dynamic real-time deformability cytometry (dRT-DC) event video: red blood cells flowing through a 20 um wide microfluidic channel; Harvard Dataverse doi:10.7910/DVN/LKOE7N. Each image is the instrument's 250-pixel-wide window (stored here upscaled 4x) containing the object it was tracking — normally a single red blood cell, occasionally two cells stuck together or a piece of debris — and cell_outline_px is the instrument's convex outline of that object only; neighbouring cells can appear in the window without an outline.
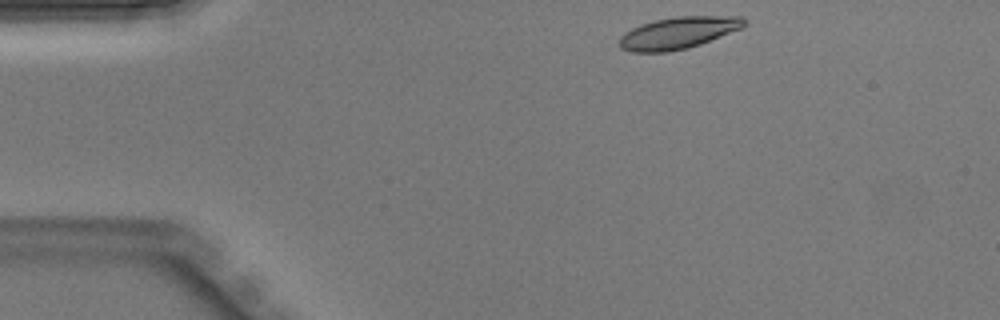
{"species": "Egyptian fruit bat (a non-hibernating species)", "species_latin": "Rousettus aegyptiacus", "temperature_condition": "warm", "stored_images_in_passage": 38, "camera_frame_rate_fps": 3000, "um_per_image_px": 0.085, "animal": {"sex": "male"}, "frame": {"image": 1, "passage_image": 1, "time_ms": 0.0, "image_size_px": [1000, 320], "cell_outline_px": [[748, 24], [740, 28], [700, 44], [688, 48], [668, 52], [632, 52], [620, 48], [620, 36], [624, 32], [632, 28], [656, 20], [676, 16], [744, 16], [748, 20]], "centroid_in_image_um": [57.67, 2.79], "position_along_channel_um": 27.3, "area_um2": 23.12}}
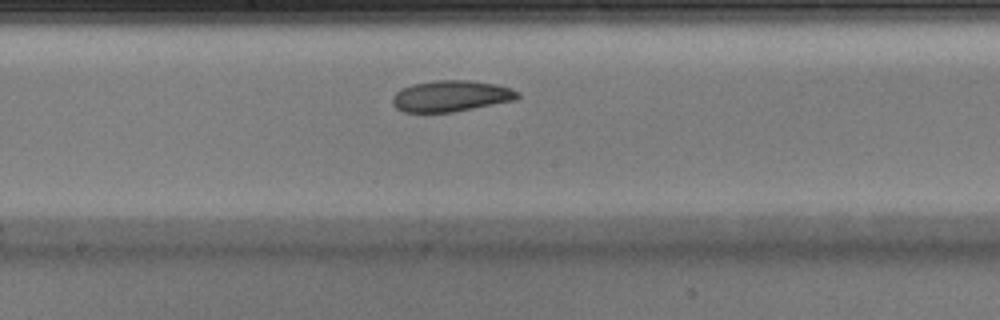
{"frame": {"image": 2, "passage_image": 17, "time_ms": 5.333, "image_size_px": [1000, 320], "cell_outline_px": [[520, 96], [516, 100], [452, 112], [404, 112], [396, 108], [392, 104], [392, 96], [400, 88], [412, 84], [436, 80], [468, 80], [496, 84], [520, 92]], "centroid_in_image_um": [38.31, 8.16], "position_along_channel_um": 209.9, "area_um2": 22.77}}
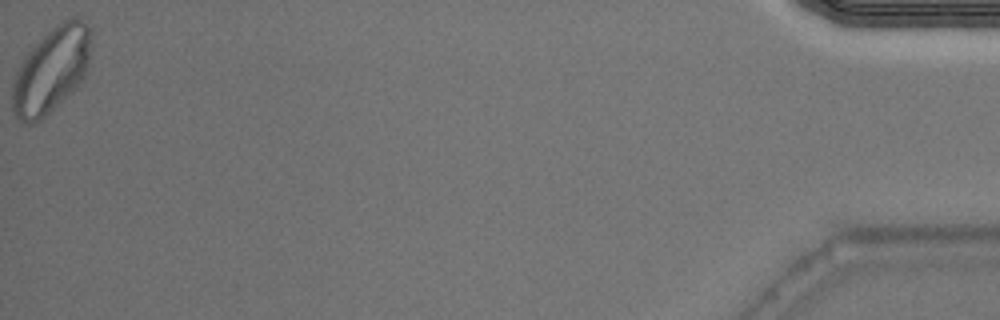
{"frame": {"image": 3, "passage_image": 38, "time_ms": 12.333, "image_size_px": [1000, 320], "cell_outline_px": [[88, 68], [84, 76], [40, 120], [32, 124], [28, 124], [16, 120], [12, 112], [12, 80], [24, 56], [56, 24], [64, 20], [84, 20], [88, 28]], "centroid_in_image_um": [4.26, 6.01], "position_along_channel_um": 430.9, "area_um2": 37.8}}